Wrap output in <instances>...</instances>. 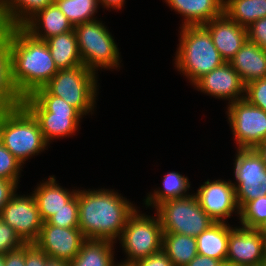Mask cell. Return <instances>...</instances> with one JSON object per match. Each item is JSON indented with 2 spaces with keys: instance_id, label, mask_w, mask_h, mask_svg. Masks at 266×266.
<instances>
[{
  "instance_id": "6da1fadb",
  "label": "cell",
  "mask_w": 266,
  "mask_h": 266,
  "mask_svg": "<svg viewBox=\"0 0 266 266\" xmlns=\"http://www.w3.org/2000/svg\"><path fill=\"white\" fill-rule=\"evenodd\" d=\"M47 43L23 27L0 28V97L21 101L58 72Z\"/></svg>"
},
{
  "instance_id": "7a4b0ae2",
  "label": "cell",
  "mask_w": 266,
  "mask_h": 266,
  "mask_svg": "<svg viewBox=\"0 0 266 266\" xmlns=\"http://www.w3.org/2000/svg\"><path fill=\"white\" fill-rule=\"evenodd\" d=\"M77 191L78 223L85 239H119L134 205L112 189Z\"/></svg>"
},
{
  "instance_id": "3957f363",
  "label": "cell",
  "mask_w": 266,
  "mask_h": 266,
  "mask_svg": "<svg viewBox=\"0 0 266 266\" xmlns=\"http://www.w3.org/2000/svg\"><path fill=\"white\" fill-rule=\"evenodd\" d=\"M0 142L23 165L47 148L38 121L20 101L0 102Z\"/></svg>"
},
{
  "instance_id": "277c9868",
  "label": "cell",
  "mask_w": 266,
  "mask_h": 266,
  "mask_svg": "<svg viewBox=\"0 0 266 266\" xmlns=\"http://www.w3.org/2000/svg\"><path fill=\"white\" fill-rule=\"evenodd\" d=\"M20 102L38 121L43 138L48 145L55 138L73 135L78 130L83 116L64 99L51 95L44 87L24 97Z\"/></svg>"
},
{
  "instance_id": "5b68a950",
  "label": "cell",
  "mask_w": 266,
  "mask_h": 266,
  "mask_svg": "<svg viewBox=\"0 0 266 266\" xmlns=\"http://www.w3.org/2000/svg\"><path fill=\"white\" fill-rule=\"evenodd\" d=\"M180 28L181 37L175 55V67L189 78L193 85L225 61L216 49L209 31L203 25Z\"/></svg>"
},
{
  "instance_id": "8992f818",
  "label": "cell",
  "mask_w": 266,
  "mask_h": 266,
  "mask_svg": "<svg viewBox=\"0 0 266 266\" xmlns=\"http://www.w3.org/2000/svg\"><path fill=\"white\" fill-rule=\"evenodd\" d=\"M97 75L84 65L59 70L44 86L51 94L64 99L83 116L94 109L97 96Z\"/></svg>"
},
{
  "instance_id": "52a82bcc",
  "label": "cell",
  "mask_w": 266,
  "mask_h": 266,
  "mask_svg": "<svg viewBox=\"0 0 266 266\" xmlns=\"http://www.w3.org/2000/svg\"><path fill=\"white\" fill-rule=\"evenodd\" d=\"M83 65L96 73L98 68L120 67V52L107 27L99 20L74 26Z\"/></svg>"
},
{
  "instance_id": "ba28073f",
  "label": "cell",
  "mask_w": 266,
  "mask_h": 266,
  "mask_svg": "<svg viewBox=\"0 0 266 266\" xmlns=\"http://www.w3.org/2000/svg\"><path fill=\"white\" fill-rule=\"evenodd\" d=\"M155 209L163 233H178L196 238L215 223L201 208L194 194L166 200Z\"/></svg>"
},
{
  "instance_id": "9c48e42d",
  "label": "cell",
  "mask_w": 266,
  "mask_h": 266,
  "mask_svg": "<svg viewBox=\"0 0 266 266\" xmlns=\"http://www.w3.org/2000/svg\"><path fill=\"white\" fill-rule=\"evenodd\" d=\"M155 216L141 214L136 208L128 217L118 239L128 256L123 262L135 263L162 249L163 229L158 214Z\"/></svg>"
},
{
  "instance_id": "30bf717a",
  "label": "cell",
  "mask_w": 266,
  "mask_h": 266,
  "mask_svg": "<svg viewBox=\"0 0 266 266\" xmlns=\"http://www.w3.org/2000/svg\"><path fill=\"white\" fill-rule=\"evenodd\" d=\"M228 121L237 149H255L266 140V112L246 99L228 104Z\"/></svg>"
},
{
  "instance_id": "8fae6325",
  "label": "cell",
  "mask_w": 266,
  "mask_h": 266,
  "mask_svg": "<svg viewBox=\"0 0 266 266\" xmlns=\"http://www.w3.org/2000/svg\"><path fill=\"white\" fill-rule=\"evenodd\" d=\"M236 199L241 209L247 202L266 196V165L255 149H237L234 160Z\"/></svg>"
},
{
  "instance_id": "7c38bea8",
  "label": "cell",
  "mask_w": 266,
  "mask_h": 266,
  "mask_svg": "<svg viewBox=\"0 0 266 266\" xmlns=\"http://www.w3.org/2000/svg\"><path fill=\"white\" fill-rule=\"evenodd\" d=\"M0 218L10 225L25 243H34L43 225L35 197L14 194L0 212Z\"/></svg>"
},
{
  "instance_id": "4fadbf2b",
  "label": "cell",
  "mask_w": 266,
  "mask_h": 266,
  "mask_svg": "<svg viewBox=\"0 0 266 266\" xmlns=\"http://www.w3.org/2000/svg\"><path fill=\"white\" fill-rule=\"evenodd\" d=\"M196 196L201 208L215 222H226L234 213L240 216V208L237 203L235 187L232 181L209 179L201 185ZM236 211V212H235Z\"/></svg>"
},
{
  "instance_id": "5bb4252c",
  "label": "cell",
  "mask_w": 266,
  "mask_h": 266,
  "mask_svg": "<svg viewBox=\"0 0 266 266\" xmlns=\"http://www.w3.org/2000/svg\"><path fill=\"white\" fill-rule=\"evenodd\" d=\"M264 259V238L259 229L233 227L228 240L226 264L261 266Z\"/></svg>"
},
{
  "instance_id": "9a60e30c",
  "label": "cell",
  "mask_w": 266,
  "mask_h": 266,
  "mask_svg": "<svg viewBox=\"0 0 266 266\" xmlns=\"http://www.w3.org/2000/svg\"><path fill=\"white\" fill-rule=\"evenodd\" d=\"M85 237L79 228H62L43 222L34 244L49 257L71 262L78 254Z\"/></svg>"
},
{
  "instance_id": "2e32d148",
  "label": "cell",
  "mask_w": 266,
  "mask_h": 266,
  "mask_svg": "<svg viewBox=\"0 0 266 266\" xmlns=\"http://www.w3.org/2000/svg\"><path fill=\"white\" fill-rule=\"evenodd\" d=\"M198 91L218 99L229 100L228 104L245 97V84L230 62H224L198 79L194 84Z\"/></svg>"
},
{
  "instance_id": "e0dca14e",
  "label": "cell",
  "mask_w": 266,
  "mask_h": 266,
  "mask_svg": "<svg viewBox=\"0 0 266 266\" xmlns=\"http://www.w3.org/2000/svg\"><path fill=\"white\" fill-rule=\"evenodd\" d=\"M210 33L216 49L225 62H230L248 40L247 29L225 13L203 25Z\"/></svg>"
},
{
  "instance_id": "ac0fdd59",
  "label": "cell",
  "mask_w": 266,
  "mask_h": 266,
  "mask_svg": "<svg viewBox=\"0 0 266 266\" xmlns=\"http://www.w3.org/2000/svg\"><path fill=\"white\" fill-rule=\"evenodd\" d=\"M23 28L34 38L46 39L74 30V26L53 3L33 16Z\"/></svg>"
},
{
  "instance_id": "d6986e66",
  "label": "cell",
  "mask_w": 266,
  "mask_h": 266,
  "mask_svg": "<svg viewBox=\"0 0 266 266\" xmlns=\"http://www.w3.org/2000/svg\"><path fill=\"white\" fill-rule=\"evenodd\" d=\"M172 10L184 16L182 26H198L224 13V0H165Z\"/></svg>"
},
{
  "instance_id": "ffe728a7",
  "label": "cell",
  "mask_w": 266,
  "mask_h": 266,
  "mask_svg": "<svg viewBox=\"0 0 266 266\" xmlns=\"http://www.w3.org/2000/svg\"><path fill=\"white\" fill-rule=\"evenodd\" d=\"M230 63L245 85L266 78V50L248 40Z\"/></svg>"
},
{
  "instance_id": "44dd1931",
  "label": "cell",
  "mask_w": 266,
  "mask_h": 266,
  "mask_svg": "<svg viewBox=\"0 0 266 266\" xmlns=\"http://www.w3.org/2000/svg\"><path fill=\"white\" fill-rule=\"evenodd\" d=\"M35 197L41 219L46 222L52 215L63 208L77 194V190L68 191L57 184L54 176L40 183L32 193Z\"/></svg>"
},
{
  "instance_id": "7402d4cb",
  "label": "cell",
  "mask_w": 266,
  "mask_h": 266,
  "mask_svg": "<svg viewBox=\"0 0 266 266\" xmlns=\"http://www.w3.org/2000/svg\"><path fill=\"white\" fill-rule=\"evenodd\" d=\"M55 0H0V28L23 27Z\"/></svg>"
},
{
  "instance_id": "603a6c76",
  "label": "cell",
  "mask_w": 266,
  "mask_h": 266,
  "mask_svg": "<svg viewBox=\"0 0 266 266\" xmlns=\"http://www.w3.org/2000/svg\"><path fill=\"white\" fill-rule=\"evenodd\" d=\"M226 222H215L196 237L199 255L212 257L225 264L228 240L232 226Z\"/></svg>"
},
{
  "instance_id": "cb8c5ba5",
  "label": "cell",
  "mask_w": 266,
  "mask_h": 266,
  "mask_svg": "<svg viewBox=\"0 0 266 266\" xmlns=\"http://www.w3.org/2000/svg\"><path fill=\"white\" fill-rule=\"evenodd\" d=\"M58 70L83 65L75 30L45 40Z\"/></svg>"
},
{
  "instance_id": "d4e9b609",
  "label": "cell",
  "mask_w": 266,
  "mask_h": 266,
  "mask_svg": "<svg viewBox=\"0 0 266 266\" xmlns=\"http://www.w3.org/2000/svg\"><path fill=\"white\" fill-rule=\"evenodd\" d=\"M107 239H85L70 266H114V244Z\"/></svg>"
},
{
  "instance_id": "484cf974",
  "label": "cell",
  "mask_w": 266,
  "mask_h": 266,
  "mask_svg": "<svg viewBox=\"0 0 266 266\" xmlns=\"http://www.w3.org/2000/svg\"><path fill=\"white\" fill-rule=\"evenodd\" d=\"M162 249L174 266H186L198 254L196 238L178 233H163Z\"/></svg>"
},
{
  "instance_id": "4316f807",
  "label": "cell",
  "mask_w": 266,
  "mask_h": 266,
  "mask_svg": "<svg viewBox=\"0 0 266 266\" xmlns=\"http://www.w3.org/2000/svg\"><path fill=\"white\" fill-rule=\"evenodd\" d=\"M224 13L240 26L248 28L266 17V0H224Z\"/></svg>"
},
{
  "instance_id": "83f0119b",
  "label": "cell",
  "mask_w": 266,
  "mask_h": 266,
  "mask_svg": "<svg viewBox=\"0 0 266 266\" xmlns=\"http://www.w3.org/2000/svg\"><path fill=\"white\" fill-rule=\"evenodd\" d=\"M163 188L154 190L153 193L148 194L144 199L146 206L156 208L158 205L169 199L184 198L190 194L186 193L190 188V182L187 177L182 176L178 172H170L163 178Z\"/></svg>"
},
{
  "instance_id": "f1b7e54d",
  "label": "cell",
  "mask_w": 266,
  "mask_h": 266,
  "mask_svg": "<svg viewBox=\"0 0 266 266\" xmlns=\"http://www.w3.org/2000/svg\"><path fill=\"white\" fill-rule=\"evenodd\" d=\"M54 3L73 26L95 20L98 0H55Z\"/></svg>"
},
{
  "instance_id": "f546056e",
  "label": "cell",
  "mask_w": 266,
  "mask_h": 266,
  "mask_svg": "<svg viewBox=\"0 0 266 266\" xmlns=\"http://www.w3.org/2000/svg\"><path fill=\"white\" fill-rule=\"evenodd\" d=\"M239 220L243 227L259 229L266 221V196L247 202L240 209Z\"/></svg>"
},
{
  "instance_id": "4dcf8cb0",
  "label": "cell",
  "mask_w": 266,
  "mask_h": 266,
  "mask_svg": "<svg viewBox=\"0 0 266 266\" xmlns=\"http://www.w3.org/2000/svg\"><path fill=\"white\" fill-rule=\"evenodd\" d=\"M79 206L77 194L68 202V208H63L52 215L47 222L62 228H79Z\"/></svg>"
},
{
  "instance_id": "1f68e13d",
  "label": "cell",
  "mask_w": 266,
  "mask_h": 266,
  "mask_svg": "<svg viewBox=\"0 0 266 266\" xmlns=\"http://www.w3.org/2000/svg\"><path fill=\"white\" fill-rule=\"evenodd\" d=\"M21 166L20 161L0 142V178L14 181L18 185Z\"/></svg>"
},
{
  "instance_id": "d6a6232c",
  "label": "cell",
  "mask_w": 266,
  "mask_h": 266,
  "mask_svg": "<svg viewBox=\"0 0 266 266\" xmlns=\"http://www.w3.org/2000/svg\"><path fill=\"white\" fill-rule=\"evenodd\" d=\"M24 244L16 231L0 218V255L16 250Z\"/></svg>"
},
{
  "instance_id": "836d02e7",
  "label": "cell",
  "mask_w": 266,
  "mask_h": 266,
  "mask_svg": "<svg viewBox=\"0 0 266 266\" xmlns=\"http://www.w3.org/2000/svg\"><path fill=\"white\" fill-rule=\"evenodd\" d=\"M244 99L266 112V78L246 84Z\"/></svg>"
},
{
  "instance_id": "e575fe53",
  "label": "cell",
  "mask_w": 266,
  "mask_h": 266,
  "mask_svg": "<svg viewBox=\"0 0 266 266\" xmlns=\"http://www.w3.org/2000/svg\"><path fill=\"white\" fill-rule=\"evenodd\" d=\"M246 29L248 41L266 50V17L258 19Z\"/></svg>"
},
{
  "instance_id": "d590c367",
  "label": "cell",
  "mask_w": 266,
  "mask_h": 266,
  "mask_svg": "<svg viewBox=\"0 0 266 266\" xmlns=\"http://www.w3.org/2000/svg\"><path fill=\"white\" fill-rule=\"evenodd\" d=\"M48 257L34 243H26L25 266H45Z\"/></svg>"
},
{
  "instance_id": "8d00e7d4",
  "label": "cell",
  "mask_w": 266,
  "mask_h": 266,
  "mask_svg": "<svg viewBox=\"0 0 266 266\" xmlns=\"http://www.w3.org/2000/svg\"><path fill=\"white\" fill-rule=\"evenodd\" d=\"M134 264L135 266H174L163 249L146 258L137 260Z\"/></svg>"
},
{
  "instance_id": "74e56055",
  "label": "cell",
  "mask_w": 266,
  "mask_h": 266,
  "mask_svg": "<svg viewBox=\"0 0 266 266\" xmlns=\"http://www.w3.org/2000/svg\"><path fill=\"white\" fill-rule=\"evenodd\" d=\"M26 243L16 250L3 255L4 266H25Z\"/></svg>"
},
{
  "instance_id": "f35d334b",
  "label": "cell",
  "mask_w": 266,
  "mask_h": 266,
  "mask_svg": "<svg viewBox=\"0 0 266 266\" xmlns=\"http://www.w3.org/2000/svg\"><path fill=\"white\" fill-rule=\"evenodd\" d=\"M16 191L17 184L14 181L0 178V212Z\"/></svg>"
},
{
  "instance_id": "ab89813d",
  "label": "cell",
  "mask_w": 266,
  "mask_h": 266,
  "mask_svg": "<svg viewBox=\"0 0 266 266\" xmlns=\"http://www.w3.org/2000/svg\"><path fill=\"white\" fill-rule=\"evenodd\" d=\"M222 264L220 260L197 254L186 266H221Z\"/></svg>"
},
{
  "instance_id": "60d3db41",
  "label": "cell",
  "mask_w": 266,
  "mask_h": 266,
  "mask_svg": "<svg viewBox=\"0 0 266 266\" xmlns=\"http://www.w3.org/2000/svg\"><path fill=\"white\" fill-rule=\"evenodd\" d=\"M125 0H98V3L103 5V8H114L116 9H121L122 6L124 5Z\"/></svg>"
},
{
  "instance_id": "b9f144b4",
  "label": "cell",
  "mask_w": 266,
  "mask_h": 266,
  "mask_svg": "<svg viewBox=\"0 0 266 266\" xmlns=\"http://www.w3.org/2000/svg\"><path fill=\"white\" fill-rule=\"evenodd\" d=\"M45 266H70V262L62 259L48 257Z\"/></svg>"
},
{
  "instance_id": "7bdbcfd3",
  "label": "cell",
  "mask_w": 266,
  "mask_h": 266,
  "mask_svg": "<svg viewBox=\"0 0 266 266\" xmlns=\"http://www.w3.org/2000/svg\"><path fill=\"white\" fill-rule=\"evenodd\" d=\"M255 150L262 157L264 164L266 165V140L259 144Z\"/></svg>"
},
{
  "instance_id": "ee69618b",
  "label": "cell",
  "mask_w": 266,
  "mask_h": 266,
  "mask_svg": "<svg viewBox=\"0 0 266 266\" xmlns=\"http://www.w3.org/2000/svg\"><path fill=\"white\" fill-rule=\"evenodd\" d=\"M114 266H135V264L134 263L120 262L118 264H114Z\"/></svg>"
},
{
  "instance_id": "f6af8a7d",
  "label": "cell",
  "mask_w": 266,
  "mask_h": 266,
  "mask_svg": "<svg viewBox=\"0 0 266 266\" xmlns=\"http://www.w3.org/2000/svg\"><path fill=\"white\" fill-rule=\"evenodd\" d=\"M261 233H266V221L262 224V226L259 228Z\"/></svg>"
},
{
  "instance_id": "bcb514c9",
  "label": "cell",
  "mask_w": 266,
  "mask_h": 266,
  "mask_svg": "<svg viewBox=\"0 0 266 266\" xmlns=\"http://www.w3.org/2000/svg\"><path fill=\"white\" fill-rule=\"evenodd\" d=\"M264 238V256H266V233H261Z\"/></svg>"
},
{
  "instance_id": "7dc6e473",
  "label": "cell",
  "mask_w": 266,
  "mask_h": 266,
  "mask_svg": "<svg viewBox=\"0 0 266 266\" xmlns=\"http://www.w3.org/2000/svg\"><path fill=\"white\" fill-rule=\"evenodd\" d=\"M0 266H4V264H3V255H0Z\"/></svg>"
},
{
  "instance_id": "c3c4849f",
  "label": "cell",
  "mask_w": 266,
  "mask_h": 266,
  "mask_svg": "<svg viewBox=\"0 0 266 266\" xmlns=\"http://www.w3.org/2000/svg\"><path fill=\"white\" fill-rule=\"evenodd\" d=\"M261 266H266V256H264V259H263Z\"/></svg>"
},
{
  "instance_id": "681fc988",
  "label": "cell",
  "mask_w": 266,
  "mask_h": 266,
  "mask_svg": "<svg viewBox=\"0 0 266 266\" xmlns=\"http://www.w3.org/2000/svg\"><path fill=\"white\" fill-rule=\"evenodd\" d=\"M221 266H232V265H229V264L225 263V264H222Z\"/></svg>"
}]
</instances>
